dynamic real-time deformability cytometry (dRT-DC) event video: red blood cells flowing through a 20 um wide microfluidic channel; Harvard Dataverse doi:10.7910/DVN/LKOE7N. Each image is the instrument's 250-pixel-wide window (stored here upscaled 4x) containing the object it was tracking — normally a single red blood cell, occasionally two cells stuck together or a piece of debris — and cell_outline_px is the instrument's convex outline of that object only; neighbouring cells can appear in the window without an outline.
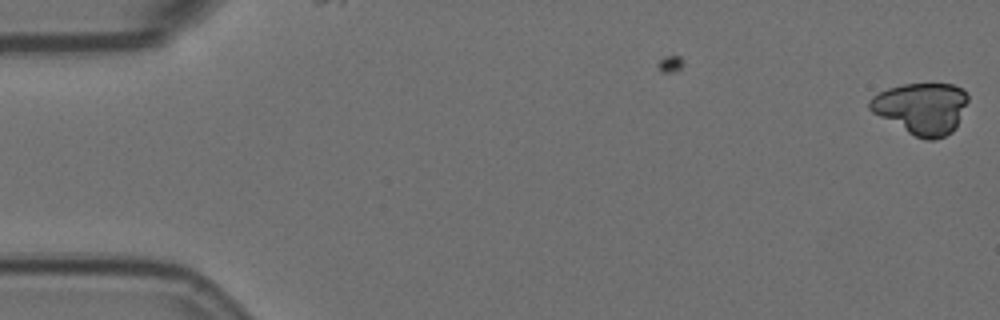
{"species": "Egyptian fruit bat (a non-hibernating species)", "species_latin": "Rousettus aegyptiacus", "temperature_condition": "room temperature", "stored_images_in_passage": 2, "camera_frame_rate_fps": 3000, "um_per_image_px": 0.085, "animal": {"sex": "female"}, "frame": {"image": 1, "passage_image": 2, "time_ms": 0.333, "image_size_px": [1000, 320], "cell_outline_px": [[968, 100], [956, 128], [952, 132], [944, 136], [932, 140], [928, 140], [916, 136], [908, 132], [872, 112], [868, 108], [868, 100], [872, 96], [888, 88], [904, 84], [952, 84], [960, 88], [968, 96]], "centroid_in_image_um": [78.32, 9.2], "position_along_channel_um": 6.7, "area_um2": 29.19}}